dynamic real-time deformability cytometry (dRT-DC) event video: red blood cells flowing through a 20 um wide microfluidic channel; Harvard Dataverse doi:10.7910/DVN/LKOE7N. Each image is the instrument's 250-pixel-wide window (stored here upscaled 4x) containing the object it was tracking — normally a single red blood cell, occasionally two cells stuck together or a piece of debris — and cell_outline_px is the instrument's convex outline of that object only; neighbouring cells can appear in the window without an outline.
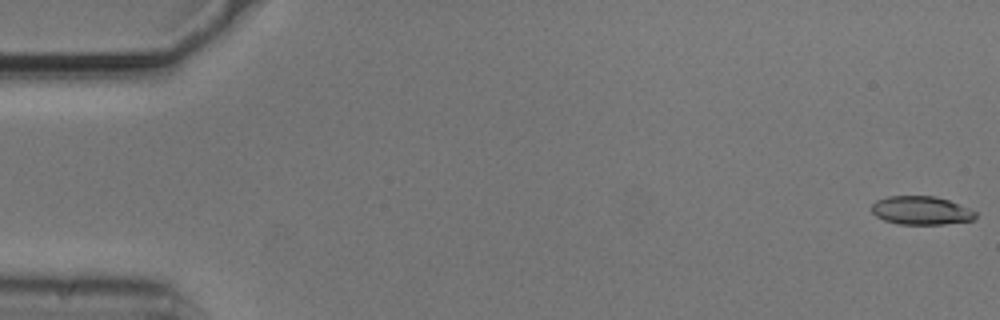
{"species": "common noctule bat (a hibernating species)", "species_latin": "Nyctalus noctula", "temperature_condition": "cold", "stored_images_in_passage": 55, "camera_frame_rate_fps": 3000, "um_per_image_px": 0.085, "animal": {"sex": "male", "body_mass_g": 20.5, "forearm_length_mm": 52.5}, "frame": {"image": 1, "passage_image": 1, "time_ms": 0.0, "image_size_px": [1000, 320], "cell_outline_px": [[976, 216], [972, 220], [944, 224], [900, 224], [884, 220], [876, 216], [872, 212], [872, 204], [876, 200], [888, 196], [936, 196], [948, 200], [968, 208], [976, 212]], "centroid_in_image_um": [78.27, 17.88], "position_along_channel_um": 6.7, "area_um2": 17.11}}
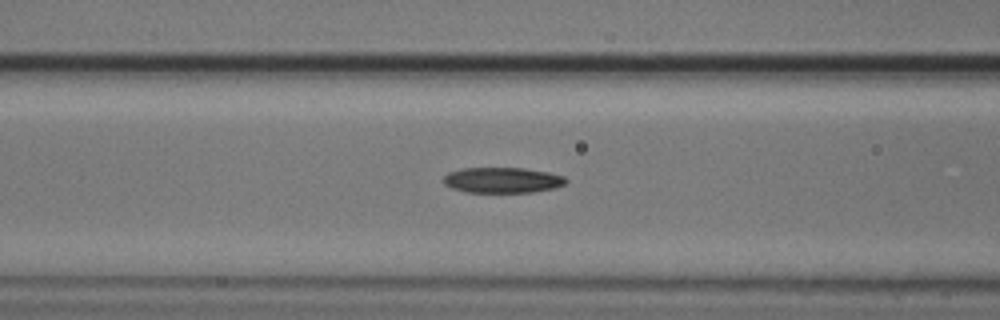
{"frame": {"image": 2, "passage_image": 22, "time_ms": 7.0, "image_size_px": [1000, 320], "cell_outline_px": [[568, 180], [564, 184], [556, 188], [532, 192], [464, 192], [452, 188], [444, 184], [444, 176], [448, 172], [460, 168], [524, 168], [548, 172], [564, 176]], "centroid_in_image_um": [42.7, 15.31], "position_along_channel_um": 123.9, "area_um2": 18.32}}
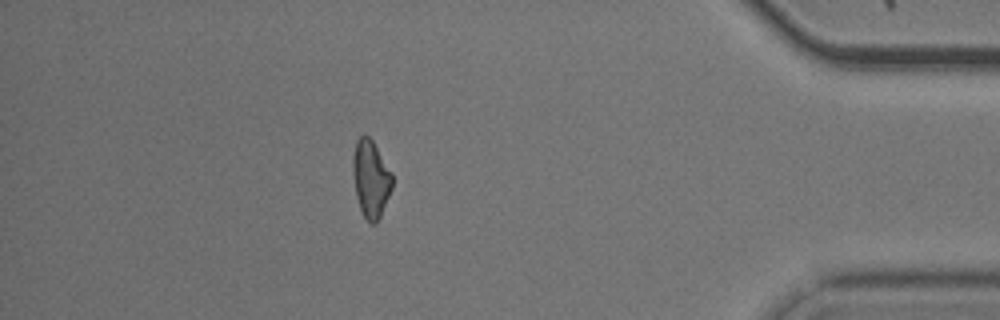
{"frame": {"image": 3, "passage_image": 48, "time_ms": 15.667, "image_size_px": [1000, 320], "cell_outline_px": [[392, 188], [380, 216], [376, 224], [372, 224], [364, 216], [360, 208], [356, 196], [352, 172], [352, 156], [356, 140], [364, 132], [372, 140], [392, 172]], "centroid_in_image_um": [31.5, 15.15], "position_along_channel_um": 403.7, "area_um2": 17.8}, "authors_computed_cell_mechanics": {"area_um2": 18.0914, "velocity_mm_per_s": 3.7314, "shape_relaxation_time_tau1_ms": 5.2952, "shape_relaxation_time_tau2_ms": null, "deformation_change_tau1": 0.1493, "deformation_change_tau2": null}}